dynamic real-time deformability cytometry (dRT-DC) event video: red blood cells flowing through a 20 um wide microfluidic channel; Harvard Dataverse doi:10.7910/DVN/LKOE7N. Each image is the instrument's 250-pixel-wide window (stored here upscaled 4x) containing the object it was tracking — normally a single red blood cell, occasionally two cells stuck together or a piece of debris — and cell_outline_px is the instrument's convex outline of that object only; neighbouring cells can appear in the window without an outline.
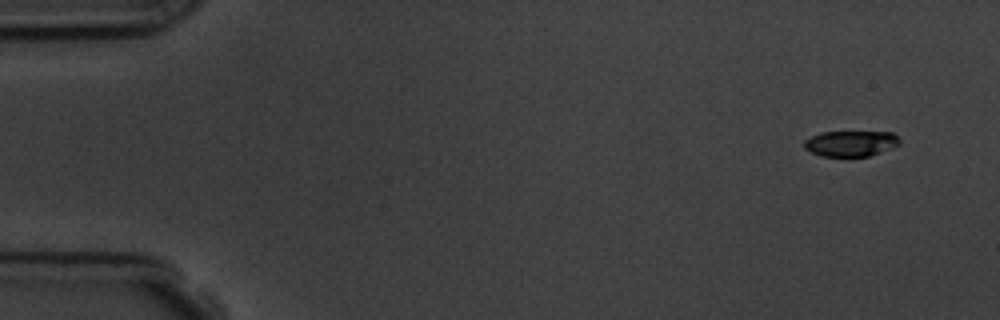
{"species": "common noctule bat (a hibernating species)", "species_latin": "Nyctalus noctula", "temperature_condition": "room temperature", "stored_images_in_passage": 7, "camera_frame_rate_fps": 3000, "um_per_image_px": 0.085, "animal": {"sex": "male", "body_mass_g": 19.5, "forearm_length_mm": 54.6}, "frame": {"image": 1, "passage_image": 1, "time_ms": 0.0, "image_size_px": [1000, 320], "cell_outline_px": [[900, 144], [880, 152], [868, 156], [820, 156], [804, 148], [804, 140], [820, 132], [892, 132], [900, 140]], "centroid_in_image_um": [72.29, 12.19], "position_along_channel_um": 12.7, "area_um2": 14.16}}
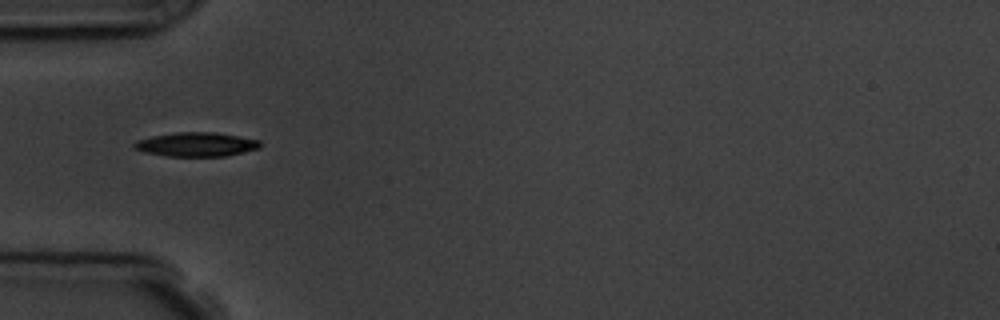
{"frame": {"image": 2, "passage_image": 5, "time_ms": 4.667, "image_size_px": [1000, 320], "cell_outline_px": [[260, 148], [244, 152], [224, 156], [168, 156], [144, 152], [132, 148], [132, 144], [136, 140], [152, 136], [176, 132], [216, 132], [260, 140]], "centroid_in_image_um": [16.65, 12.27], "position_along_channel_um": 68.3, "area_um2": 17.74}}